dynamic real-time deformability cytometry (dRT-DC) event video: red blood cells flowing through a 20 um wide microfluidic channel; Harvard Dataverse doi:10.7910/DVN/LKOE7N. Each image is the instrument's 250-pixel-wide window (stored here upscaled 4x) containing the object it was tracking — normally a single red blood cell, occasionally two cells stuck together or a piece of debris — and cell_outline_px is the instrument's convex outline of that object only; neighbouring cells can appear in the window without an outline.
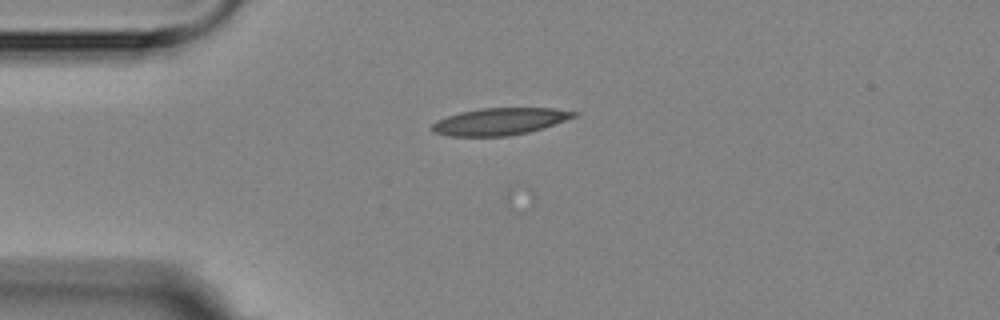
{"species": "Egyptian fruit bat (a non-hibernating species)", "species_latin": "Rousettus aegyptiacus", "temperature_condition": "room temperature", "stored_images_in_passage": 1, "camera_frame_rate_fps": 3000, "um_per_image_px": 0.085, "animal": {"sex": "female"}, "frame": {"image": 1, "passage_image": 1, "time_ms": 0.0, "image_size_px": [1000, 320], "cell_outline_px": [[580, 116], [528, 132], [508, 136], [448, 136], [432, 132], [428, 128], [436, 120], [460, 112], [480, 108], [552, 108], [580, 112]], "centroid_in_image_um": [42.47, 10.32], "position_along_channel_um": 42.5, "area_um2": 22.54}}